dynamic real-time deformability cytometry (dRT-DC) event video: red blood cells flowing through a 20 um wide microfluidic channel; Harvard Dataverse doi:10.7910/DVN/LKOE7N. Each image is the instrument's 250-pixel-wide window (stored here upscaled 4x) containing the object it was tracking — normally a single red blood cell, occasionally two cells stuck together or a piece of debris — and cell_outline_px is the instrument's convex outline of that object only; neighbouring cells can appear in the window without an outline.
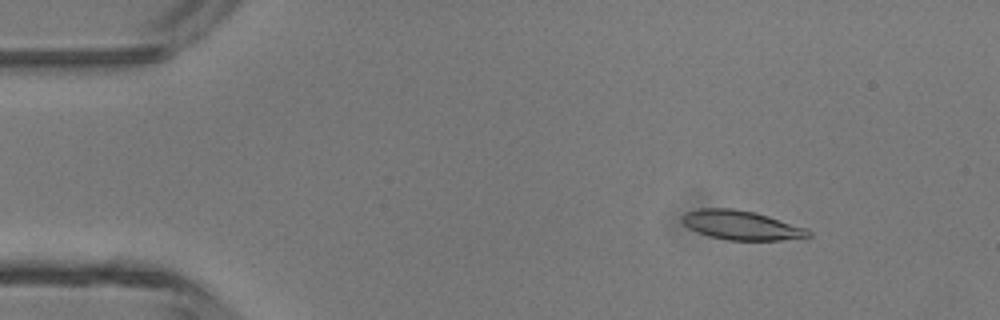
{"species": "common noctule bat (a hibernating species)", "species_latin": "Nyctalus noctula", "temperature_condition": "room temperature", "stored_images_in_passage": 46, "camera_frame_rate_fps": 3000, "um_per_image_px": 0.085, "animal": {"sex": "male", "body_mass_g": 13.3}, "frame": {"image": 1, "passage_image": 5, "time_ms": 1.333, "image_size_px": [1000, 320], "cell_outline_px": [[812, 236], [780, 240], [728, 240], [708, 236], [688, 228], [680, 220], [680, 216], [684, 212], [700, 208], [732, 208], [756, 212], [808, 228], [812, 232]], "centroid_in_image_um": [62.99, 19.13], "position_along_channel_um": 22.0, "area_um2": 21.79}}
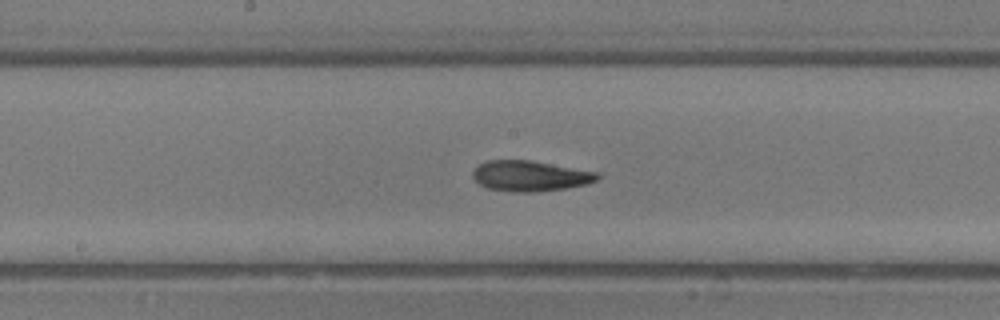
{"frame": {"image": 2, "passage_image": 23, "time_ms": 7.333, "image_size_px": [1000, 320], "cell_outline_px": [[600, 176], [596, 180], [584, 184], [564, 188], [532, 192], [512, 192], [488, 188], [480, 184], [472, 176], [472, 172], [480, 164], [488, 160], [532, 160], [600, 172]], "centroid_in_image_um": [45.07, 14.94], "position_along_channel_um": 203.1, "area_um2": 22.08}}
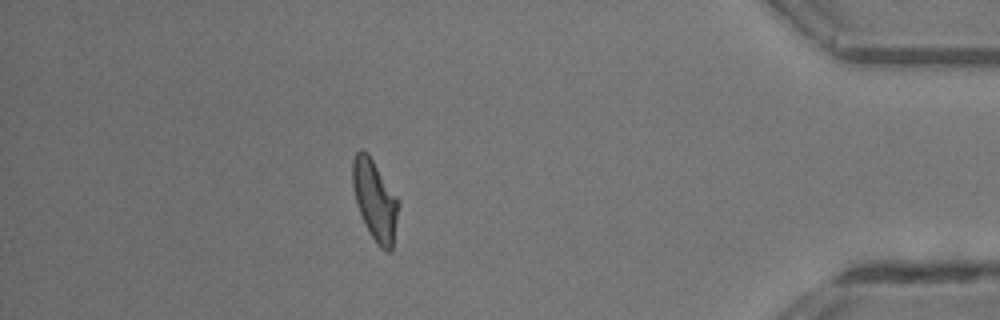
{"frame": {"image": 3, "passage_image": 40, "time_ms": 13.0, "image_size_px": [1000, 320], "cell_outline_px": [[400, 204], [392, 252], [384, 252], [376, 244], [356, 204], [352, 184], [352, 160], [356, 152], [360, 148], [368, 152], [400, 200]], "centroid_in_image_um": [31.89, 17.0], "position_along_channel_um": 403.3, "area_um2": 21.85}, "authors_computed_cell_mechanics": {"area_um2": 22.0218, "velocity_mm_per_s": 4.3728, "shape_relaxation_time_tau1_ms": 5.5667, "shape_relaxation_time_tau2_ms": 2.7148, "deformation_change_tau1": 0.1796, "deformation_change_tau2": 0.0991}}